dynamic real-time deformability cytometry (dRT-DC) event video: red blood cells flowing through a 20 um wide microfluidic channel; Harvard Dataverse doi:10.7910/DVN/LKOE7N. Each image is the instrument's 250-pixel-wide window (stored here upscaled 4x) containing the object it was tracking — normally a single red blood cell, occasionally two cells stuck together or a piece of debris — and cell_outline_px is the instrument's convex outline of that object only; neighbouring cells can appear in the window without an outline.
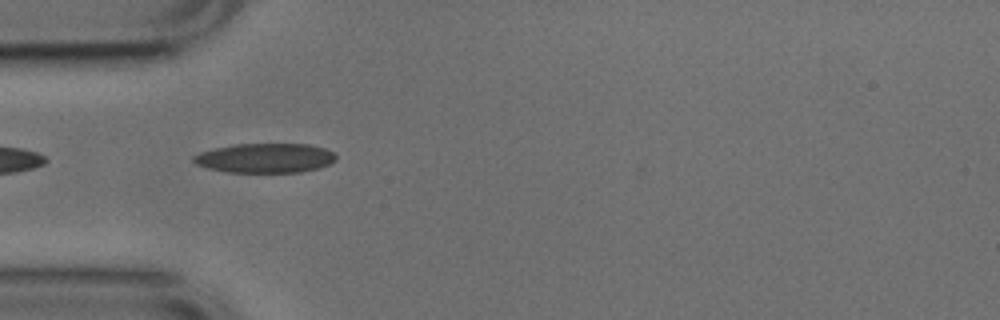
{"species": "common noctule bat (a hibernating species)", "species_latin": "Nyctalus noctula", "temperature_condition": "cold", "stored_images_in_passage": 17, "camera_frame_rate_fps": 3000, "um_per_image_px": 0.085, "animal": {"sex": "male", "body_mass_g": 17.9, "forearm_length_mm": 54.2}, "frame": {"image": 1, "passage_image": 1, "time_ms": 0.0, "image_size_px": [1000, 320], "cell_outline_px": [[336, 160], [320, 168], [300, 172], [228, 172], [208, 168], [196, 164], [192, 160], [192, 156], [200, 152], [232, 144], [308, 144], [324, 148], [332, 152], [336, 156]], "centroid_in_image_um": [22.53, 13.43], "position_along_channel_um": 62.5, "area_um2": 24.45}}